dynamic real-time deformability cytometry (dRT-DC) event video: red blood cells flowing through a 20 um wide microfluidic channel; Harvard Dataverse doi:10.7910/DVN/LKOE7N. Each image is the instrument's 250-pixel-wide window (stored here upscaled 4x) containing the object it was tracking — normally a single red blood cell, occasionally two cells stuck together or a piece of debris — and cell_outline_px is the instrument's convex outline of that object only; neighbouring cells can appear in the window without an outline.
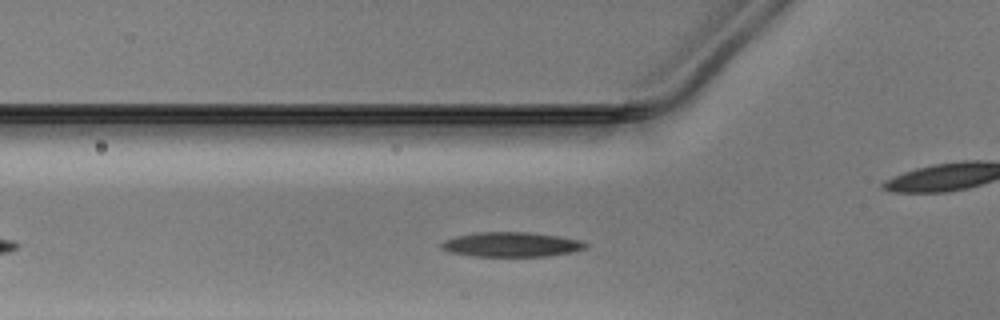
{"species": "Egyptian fruit bat (a non-hibernating species)", "species_latin": "Rousettus aegyptiacus", "temperature_condition": "warm", "stored_images_in_passage": 31, "camera_frame_rate_fps": 3000, "um_per_image_px": 0.085, "animal": {"sex": "male"}, "frame": {"image": 1, "passage_image": 7, "time_ms": 2.0, "image_size_px": [1000, 320], "cell_outline_px": [[588, 248], [572, 252], [548, 256], [472, 256], [452, 252], [440, 248], [440, 244], [444, 240], [456, 236], [476, 232], [528, 232], [560, 236], [580, 240], [588, 244]], "centroid_in_image_um": [43.49, 20.78], "position_along_channel_um": 82.3, "area_um2": 20.81}}
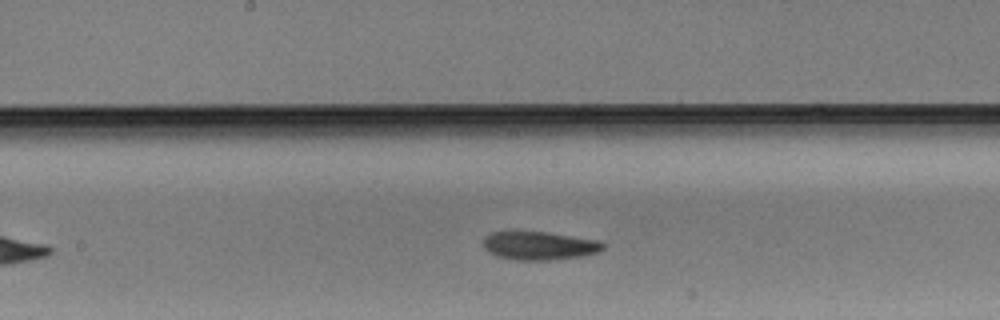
{"frame": {"image": 2, "passage_image": 16, "time_ms": 5.0, "image_size_px": [1000, 320], "cell_outline_px": [[608, 244], [600, 252], [584, 256], [548, 260], [516, 260], [496, 256], [488, 252], [484, 248], [484, 236], [492, 232], [504, 228], [512, 228], [548, 232], [600, 240]], "centroid_in_image_um": [45.81, 20.83], "position_along_channel_um": 202.4, "area_um2": 20.98}}
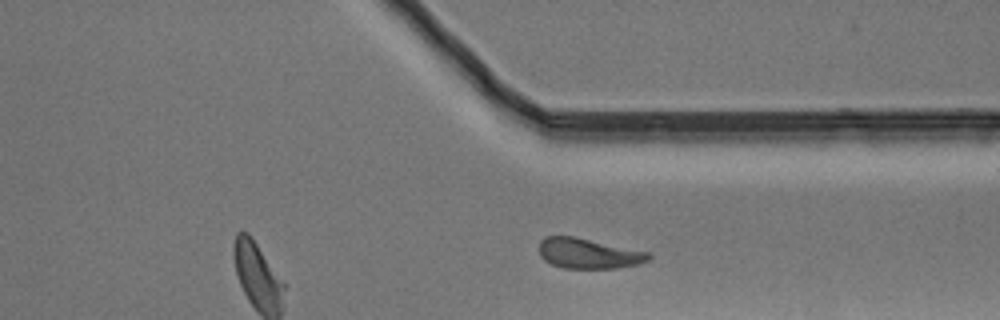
{"frame": {"image": 3, "passage_image": 28, "time_ms": 9.0, "image_size_px": [1000, 320], "cell_outline_px": [[652, 256], [648, 260], [640, 264], [616, 268], [564, 268], [552, 264], [544, 260], [540, 256], [540, 240], [544, 236], [576, 236], [648, 252]], "centroid_in_image_um": [50.01, 21.53], "position_along_channel_um": 361.4, "area_um2": 19.36}}